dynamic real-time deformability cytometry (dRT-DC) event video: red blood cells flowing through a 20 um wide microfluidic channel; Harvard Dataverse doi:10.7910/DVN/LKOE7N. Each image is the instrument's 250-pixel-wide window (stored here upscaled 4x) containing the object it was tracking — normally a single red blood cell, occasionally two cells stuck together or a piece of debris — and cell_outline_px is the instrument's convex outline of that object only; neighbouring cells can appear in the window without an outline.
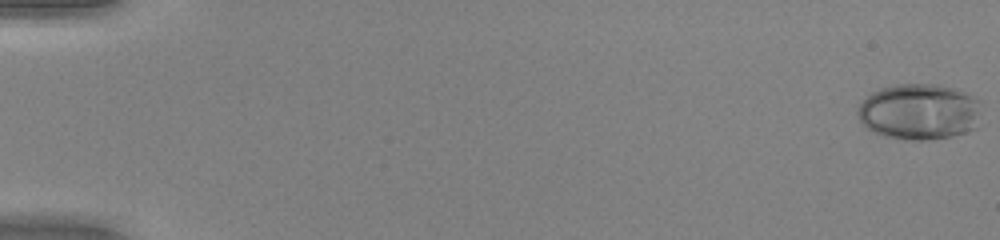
{"species": "human", "species_latin": "Homo sapiens", "temperature_condition": "warm", "stored_images_in_passage": 52, "camera_frame_rate_fps": 3000, "um_per_image_px": 0.085, "donor": {"sex": "female"}, "frame": {"image": 1, "passage_image": 1, "time_ms": 0.0, "image_size_px": [1000, 240], "cell_outline_px": [[980, 100], [976, 128], [952, 136], [928, 140], [904, 140], [884, 136], [872, 132], [860, 120], [856, 112], [860, 104], [872, 92], [880, 88], [896, 84], [940, 84], [964, 92]], "centroid_in_image_um": [78.11, 9.5], "position_along_channel_um": 6.9, "area_um2": 40.4}}
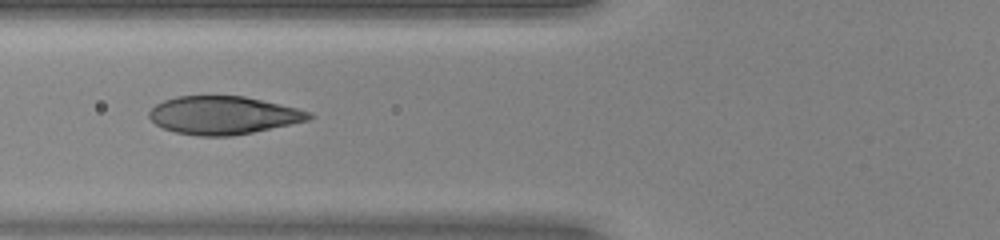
{"frame": {"image": 2, "passage_image": 22, "time_ms": 7.0, "image_size_px": [1000, 240], "cell_outline_px": [[316, 116], [308, 120], [252, 132], [232, 136], [196, 136], [176, 132], [164, 128], [156, 124], [148, 116], [148, 112], [156, 104], [164, 100], [176, 96], [244, 96], [296, 108], [312, 112]], "centroid_in_image_um": [18.96, 9.79], "position_along_channel_um": 106.8, "area_um2": 35.26}}
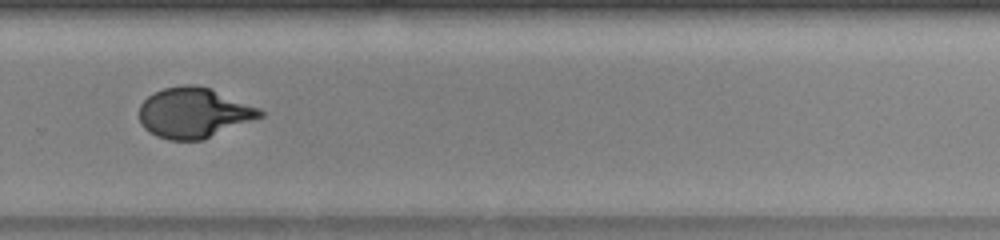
{"frame": {"image": 3, "passage_image": 37, "time_ms": 12.0, "image_size_px": [1000, 240], "cell_outline_px": [[264, 116], [204, 140], [168, 140], [156, 136], [148, 132], [140, 124], [140, 104], [148, 96], [164, 88], [184, 84], [196, 84], [208, 88], [260, 108], [264, 112]], "centroid_in_image_um": [16.47, 9.61], "position_along_channel_um": 313.3, "area_um2": 35.43}, "authors_computed_cell_mechanics": {"area_um2": 35.9227, "velocity_mm_per_s": 4.131, "shape_relaxation_time_tau1_ms": 8.0575, "shape_relaxation_time_tau2_ms": null, "deformation_change_tau1": 0.3144, "deformation_change_tau2": null}}